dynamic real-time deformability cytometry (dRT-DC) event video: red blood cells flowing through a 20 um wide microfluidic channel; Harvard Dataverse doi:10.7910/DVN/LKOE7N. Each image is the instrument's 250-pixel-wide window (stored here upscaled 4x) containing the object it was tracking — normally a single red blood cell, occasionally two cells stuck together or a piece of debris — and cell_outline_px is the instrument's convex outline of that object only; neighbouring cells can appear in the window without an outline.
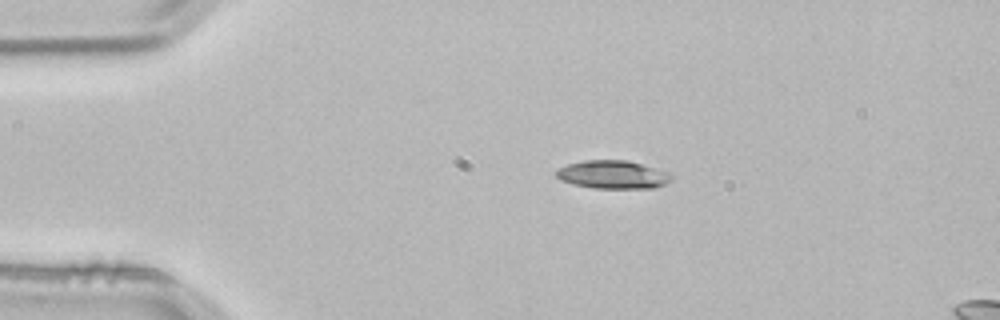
{"species": "common noctule bat (a hibernating species)", "species_latin": "Nyctalus noctula", "temperature_condition": "room temperature", "stored_images_in_passage": 3, "camera_frame_rate_fps": 3000, "um_per_image_px": 0.085, "animal": {"sex": "male", "body_mass_g": 21.5, "forearm_length_mm": 52.0}, "frame": {"image": 1, "passage_image": 1, "time_ms": 0.0, "image_size_px": [1000, 320], "cell_outline_px": [[672, 180], [664, 184], [652, 188], [596, 188], [572, 184], [560, 180], [556, 176], [556, 168], [568, 164], [584, 160], [628, 160], [668, 172], [672, 176]], "centroid_in_image_um": [52.06, 14.84], "position_along_channel_um": 32.9, "area_um2": 18.9}}